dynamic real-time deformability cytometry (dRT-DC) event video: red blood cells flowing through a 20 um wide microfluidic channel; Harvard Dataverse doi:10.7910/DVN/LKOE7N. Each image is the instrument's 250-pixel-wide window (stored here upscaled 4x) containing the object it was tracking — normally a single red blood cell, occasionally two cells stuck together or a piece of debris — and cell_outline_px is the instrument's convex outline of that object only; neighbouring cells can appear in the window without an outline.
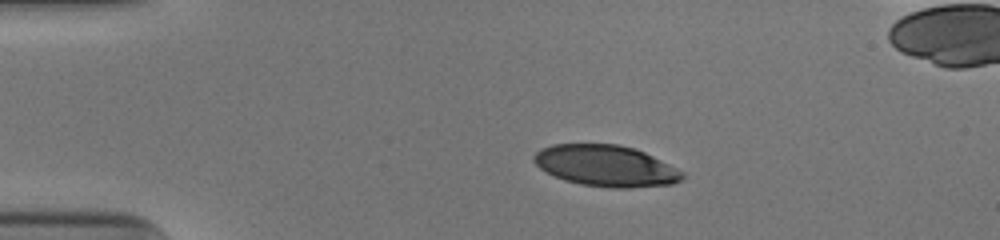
{"species": "human", "species_latin": "Homo sapiens", "temperature_condition": "cold", "stored_images_in_passage": 42, "camera_frame_rate_fps": 3000, "um_per_image_px": 0.085, "donor": {"sex": "male"}, "frame": {"image": 1, "passage_image": 1, "time_ms": 0.0, "image_size_px": [1000, 240], "cell_outline_px": [[684, 176], [680, 180], [672, 184], [628, 188], [608, 188], [580, 184], [564, 180], [540, 168], [532, 160], [532, 156], [540, 148], [552, 144], [620, 144], [644, 152], [684, 172]], "centroid_in_image_um": [51.47, 14.09], "position_along_channel_um": 33.5, "area_um2": 35.6}}
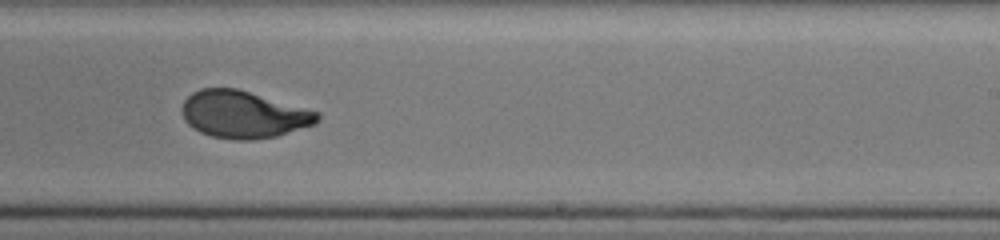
{"frame": {"image": 2, "passage_image": 23, "time_ms": 7.333, "image_size_px": [1000, 240], "cell_outline_px": [[320, 120], [316, 124], [276, 136], [252, 140], [236, 140], [212, 136], [200, 132], [192, 128], [184, 120], [180, 108], [184, 100], [192, 92], [200, 88], [236, 88], [320, 112]], "centroid_in_image_um": [20.68, 9.73], "position_along_channel_um": 268.3, "area_um2": 37.4}}
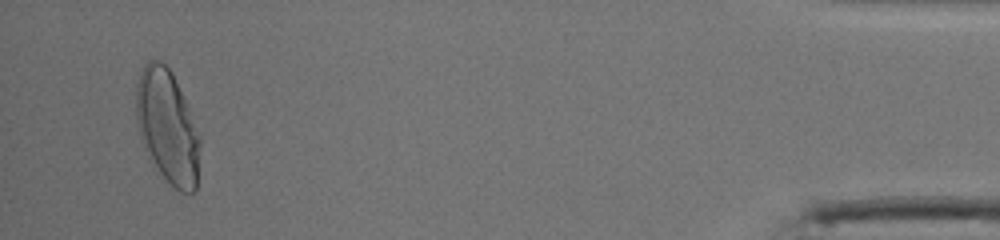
{"frame": {"image": 3, "passage_image": 40, "time_ms": 13.0, "image_size_px": [1000, 240], "cell_outline_px": [[200, 144], [196, 192], [180, 192], [148, 160], [140, 140], [136, 120], [136, 84], [140, 72], [144, 64], [148, 60], [160, 60], [172, 72], [188, 108], [200, 136]], "centroid_in_image_um": [14.2, 10.76], "position_along_channel_um": 421.0, "area_um2": 42.25}, "authors_computed_cell_mechanics": {"area_um2": 37.9168, "velocity_mm_per_s": 3.9676, "shape_relaxation_time_tau1_ms": 4.5784, "shape_relaxation_time_tau2_ms": 0.687, "deformation_change_tau1": 0.1951, "deformation_change_tau2": 0.0551}}